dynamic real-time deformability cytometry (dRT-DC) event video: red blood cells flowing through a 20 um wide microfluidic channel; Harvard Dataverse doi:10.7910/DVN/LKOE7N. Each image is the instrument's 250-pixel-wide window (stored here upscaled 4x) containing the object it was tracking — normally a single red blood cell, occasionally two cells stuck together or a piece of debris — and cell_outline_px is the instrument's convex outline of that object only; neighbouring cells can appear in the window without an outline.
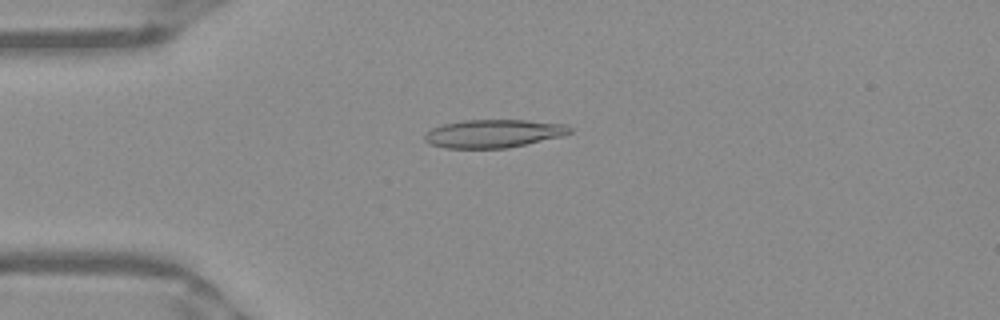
{"species": "Egyptian fruit bat (a non-hibernating species)", "species_latin": "Rousettus aegyptiacus", "temperature_condition": "warm", "stored_images_in_passage": 42, "camera_frame_rate_fps": 3000, "um_per_image_px": 0.085, "frame": {"image": 1, "passage_image": 4, "time_ms": 1.0, "image_size_px": [1000, 320], "cell_outline_px": [[572, 132], [560, 136], [508, 148], [444, 148], [432, 144], [424, 140], [424, 136], [432, 128], [444, 124], [464, 120], [528, 120], [564, 124], [572, 128]], "centroid_in_image_um": [41.94, 11.35], "position_along_channel_um": 43.1, "area_um2": 23.58}}
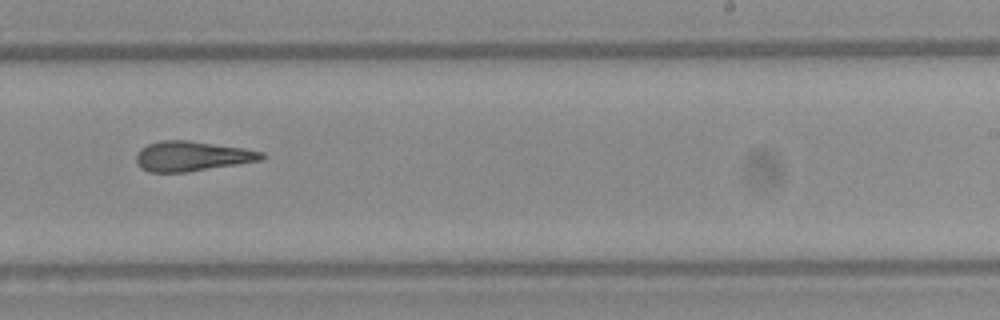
{"frame": {"image": 2, "passage_image": 23, "time_ms": 7.333, "image_size_px": [1000, 320], "cell_outline_px": [[268, 156], [264, 160], [188, 172], [148, 172], [140, 168], [136, 160], [136, 152], [140, 148], [148, 144], [160, 140], [188, 140], [244, 148], [264, 152]], "centroid_in_image_um": [16.34, 13.27], "position_along_channel_um": 272.7, "area_um2": 22.2}}
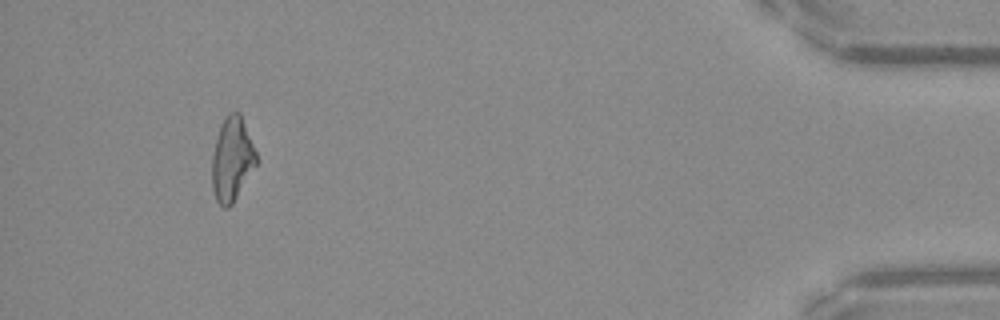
{"frame": {"image": 3, "passage_image": 39, "time_ms": 12.667, "image_size_px": [1000, 320], "cell_outline_px": [[260, 160], [232, 204], [228, 208], [224, 208], [216, 200], [212, 188], [212, 156], [216, 136], [220, 124], [228, 112], [240, 112]], "centroid_in_image_um": [19.73, 13.52], "position_along_channel_um": 415.5, "area_um2": 22.02}, "authors_computed_cell_mechanics": {"area_um2": 22.1952, "velocity_mm_per_s": 3.9527, "shape_relaxation_time_tau1_ms": null, "shape_relaxation_time_tau2_ms": 3.3482, "deformation_change_tau1": null, "deformation_change_tau2": 0.1619}}